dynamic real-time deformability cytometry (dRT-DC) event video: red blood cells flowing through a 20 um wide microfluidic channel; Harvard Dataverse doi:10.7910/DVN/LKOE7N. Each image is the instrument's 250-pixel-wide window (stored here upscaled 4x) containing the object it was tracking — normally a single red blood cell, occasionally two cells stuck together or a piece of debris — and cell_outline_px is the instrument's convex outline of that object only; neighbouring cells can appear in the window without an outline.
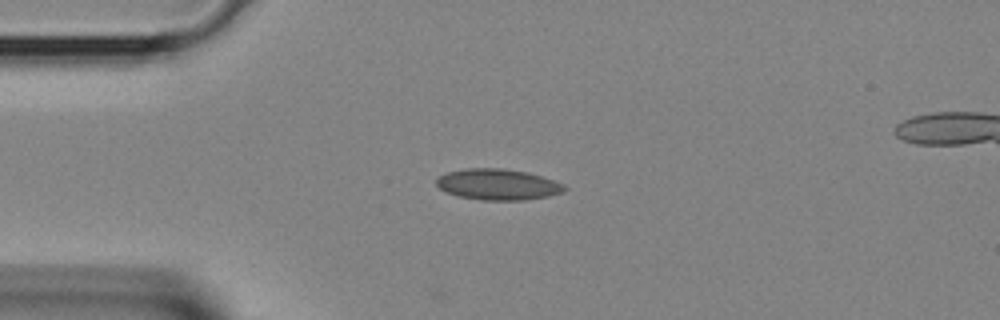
{"species": "Egyptian fruit bat (a non-hibernating species)", "species_latin": "Rousettus aegyptiacus", "temperature_condition": "room temperature", "stored_images_in_passage": 17, "camera_frame_rate_fps": 3000, "um_per_image_px": 0.085, "animal": {"sex": "female"}, "frame": {"image": 1, "passage_image": 1, "time_ms": 0.0, "image_size_px": [1000, 320], "cell_outline_px": [[568, 188], [564, 192], [548, 196], [524, 200], [480, 200], [456, 196], [440, 188], [436, 184], [436, 180], [440, 176], [448, 172], [464, 168], [504, 168], [528, 172], [564, 184]], "centroid_in_image_um": [42.33, 15.68], "position_along_channel_um": 42.7, "area_um2": 23.18}}
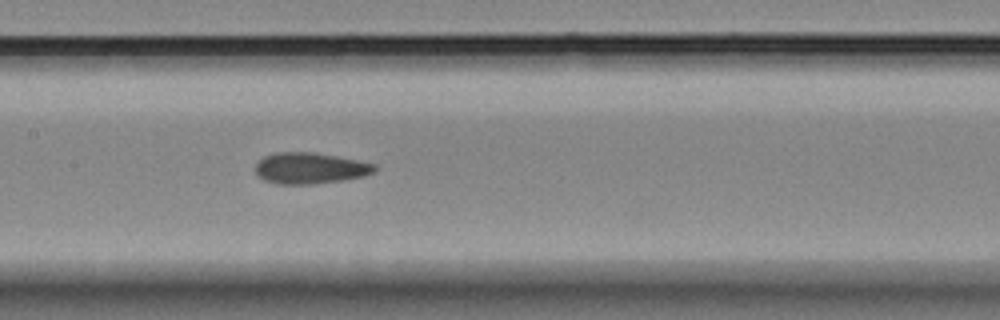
{"frame": {"image": 2, "passage_image": 10, "time_ms": 3.0, "image_size_px": [1000, 320], "cell_outline_px": [[376, 172], [364, 176], [340, 180], [312, 184], [276, 184], [264, 180], [256, 176], [256, 164], [264, 156], [276, 152], [312, 152], [336, 156], [376, 164]], "centroid_in_image_um": [26.33, 14.3], "position_along_channel_um": 181.1, "area_um2": 21.62}}
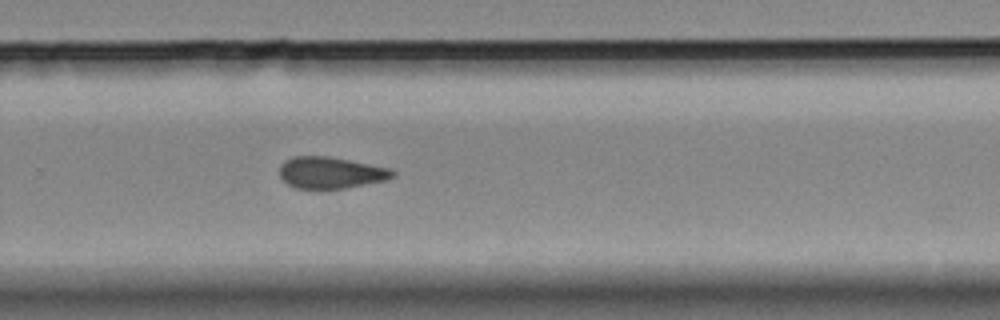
{"frame": {"image": 3, "passage_image": 17, "time_ms": 5.333, "image_size_px": [1000, 320], "cell_outline_px": [[396, 176], [388, 180], [344, 188], [316, 192], [296, 188], [288, 184], [280, 176], [280, 164], [284, 160], [292, 156], [328, 156], [392, 168], [396, 172]], "centroid_in_image_um": [28.11, 14.71], "position_along_channel_um": 301.7, "area_um2": 21.62}}